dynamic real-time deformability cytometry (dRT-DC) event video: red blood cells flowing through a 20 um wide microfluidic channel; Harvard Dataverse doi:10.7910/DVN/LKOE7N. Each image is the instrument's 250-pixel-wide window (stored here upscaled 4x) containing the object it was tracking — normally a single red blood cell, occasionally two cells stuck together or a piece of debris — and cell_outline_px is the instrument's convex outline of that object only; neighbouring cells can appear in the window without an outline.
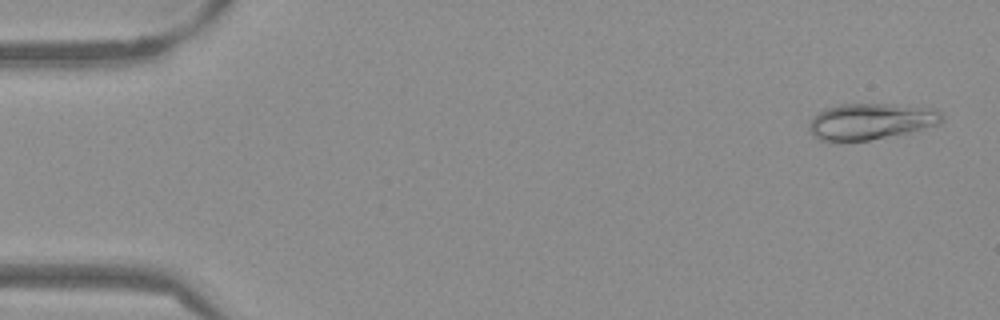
{"species": "Egyptian fruit bat (a non-hibernating species)", "species_latin": "Rousettus aegyptiacus", "temperature_condition": "warm", "stored_images_in_passage": 52, "camera_frame_rate_fps": 3000, "um_per_image_px": 0.085, "frame": {"image": 1, "passage_image": 2, "time_ms": 0.333, "image_size_px": [1000, 320], "cell_outline_px": [[944, 120], [940, 124], [908, 132], [868, 140], [840, 144], [828, 144], [812, 136], [808, 128], [808, 120], [816, 112], [824, 108], [840, 104], [892, 104], [936, 108], [944, 116]], "centroid_in_image_um": [73.91, 10.34], "position_along_channel_um": 11.1, "area_um2": 29.07}}
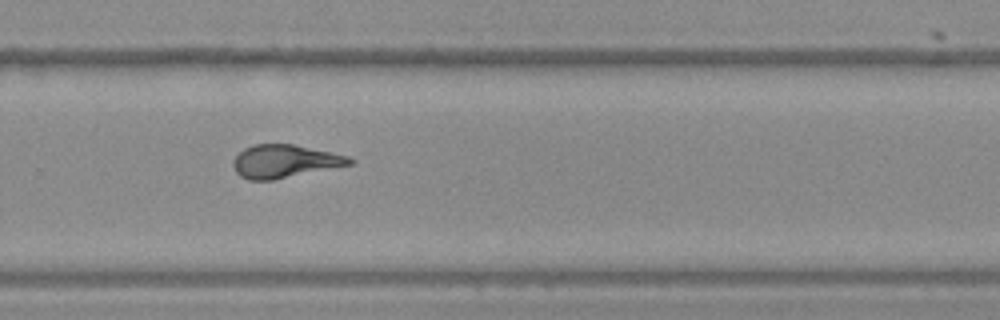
{"frame": {"image": 2, "passage_image": 35, "time_ms": 11.333, "image_size_px": [1000, 320], "cell_outline_px": [[356, 160], [352, 164], [272, 180], [248, 180], [240, 176], [236, 172], [232, 164], [232, 160], [244, 148], [256, 144], [292, 144], [332, 152], [348, 156]], "centroid_in_image_um": [24.18, 13.71], "position_along_channel_um": 305.6, "area_um2": 22.31}}
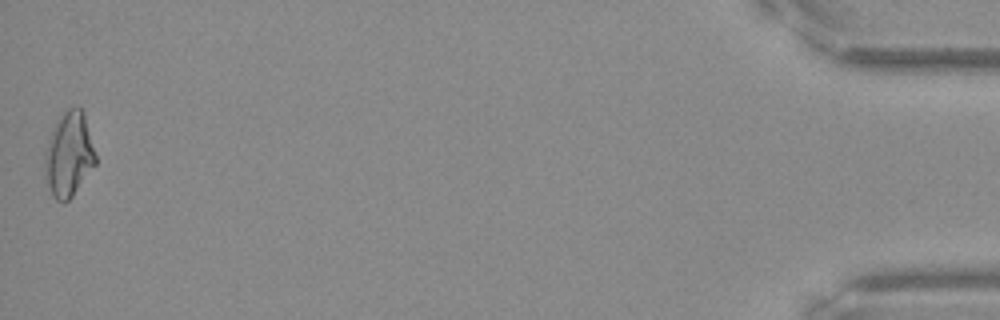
{"frame": {"image": 3, "passage_image": 52, "time_ms": 17.0, "image_size_px": [1000, 320], "cell_outline_px": [[96, 164], [72, 196], [64, 204], [56, 200], [52, 196], [44, 176], [44, 152], [48, 140], [56, 120], [68, 108], [80, 108], [84, 112], [96, 156]], "centroid_in_image_um": [5.83, 13.16], "position_along_channel_um": 429.4, "area_um2": 25.14}, "authors_computed_cell_mechanics": {"area_um2": 22.8599, "velocity_mm_per_s": 3.8565, "shape_relaxation_time_tau1_ms": 10.0726, "shape_relaxation_time_tau2_ms": 1.3209, "deformation_change_tau1": 0.2842, "deformation_change_tau2": 0.0751}}